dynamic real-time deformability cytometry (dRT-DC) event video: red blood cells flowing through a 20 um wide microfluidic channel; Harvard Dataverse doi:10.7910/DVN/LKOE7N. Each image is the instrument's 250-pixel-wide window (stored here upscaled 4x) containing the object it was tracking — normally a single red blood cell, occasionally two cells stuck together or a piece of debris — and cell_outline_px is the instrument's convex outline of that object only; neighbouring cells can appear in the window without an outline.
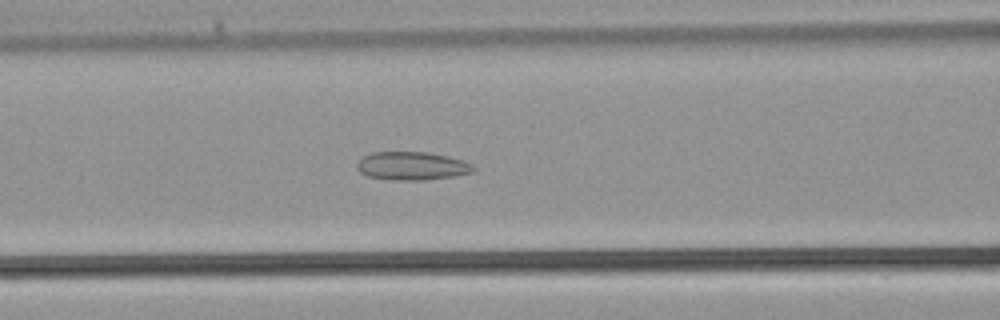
{"species": "common noctule bat (a hibernating species)", "species_latin": "Nyctalus noctula", "temperature_condition": "warm", "stored_images_in_passage": 31, "camera_frame_rate_fps": 3000, "um_per_image_px": 0.085, "animal": {"sex": "male", "body_mass_g": 21.5, "forearm_length_mm": 52.0}, "frame": {"image": 1, "passage_image": 8, "time_ms": 2.333, "image_size_px": [1000, 320], "cell_outline_px": [[476, 168], [472, 172], [452, 176], [424, 180], [392, 180], [368, 176], [360, 172], [356, 168], [356, 164], [364, 156], [372, 152], [424, 152], [448, 156], [472, 164]], "centroid_in_image_um": [34.99, 14.1], "position_along_channel_um": 131.6, "area_um2": 19.02}}
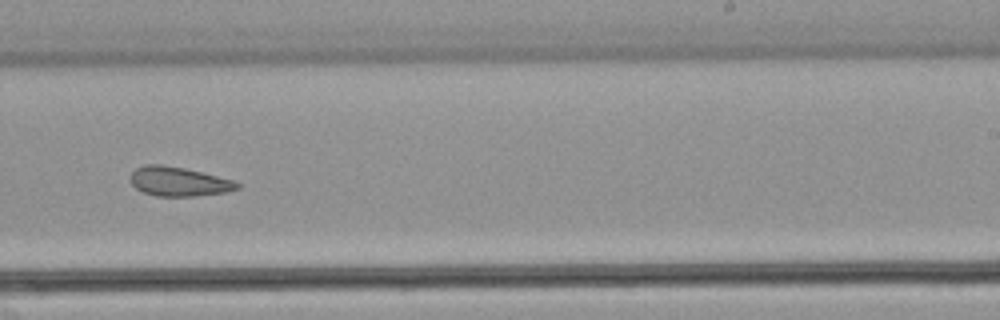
{"frame": {"image": 2, "passage_image": 16, "time_ms": 5.0, "image_size_px": [1000, 320], "cell_outline_px": [[240, 188], [228, 192], [192, 196], [156, 196], [144, 192], [136, 188], [132, 184], [132, 172], [136, 168], [144, 164], [160, 164], [184, 168], [236, 180], [240, 184]], "centroid_in_image_um": [15.24, 15.43], "position_along_channel_um": 273.8, "area_um2": 18.21}}
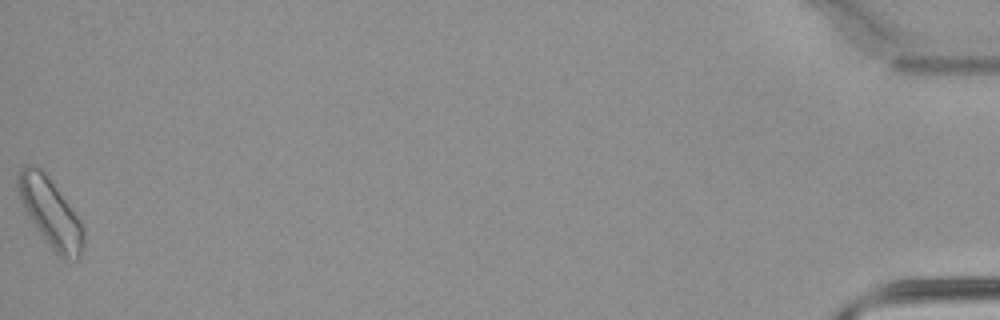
{"frame": {"image": 3, "passage_image": 31, "time_ms": 10.0, "image_size_px": [1000, 320], "cell_outline_px": [[84, 248], [80, 256], [76, 260], [64, 260], [52, 248], [36, 228], [20, 200], [16, 184], [16, 176], [20, 168], [28, 164], [40, 168], [44, 172], [80, 220], [84, 228]], "centroid_in_image_um": [4.29, 18.08], "position_along_channel_um": 430.9, "area_um2": 25.78}}